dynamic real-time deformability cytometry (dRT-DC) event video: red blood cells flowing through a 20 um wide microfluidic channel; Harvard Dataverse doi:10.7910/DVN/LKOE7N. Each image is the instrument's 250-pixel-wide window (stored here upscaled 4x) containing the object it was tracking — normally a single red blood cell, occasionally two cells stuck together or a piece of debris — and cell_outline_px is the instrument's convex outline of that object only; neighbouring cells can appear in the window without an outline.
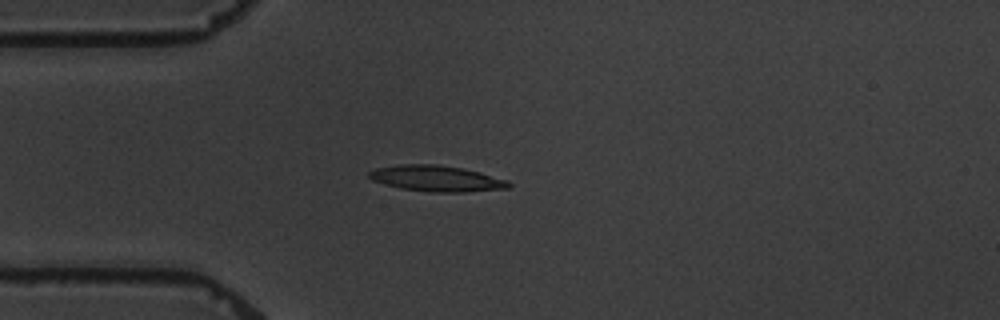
{"species": "common noctule bat (a hibernating species)", "species_latin": "Nyctalus noctula", "temperature_condition": "warm", "stored_images_in_passage": 10, "camera_frame_rate_fps": 3000, "um_per_image_px": 0.085, "animal": {"sex": "male", "body_mass_g": 19.5, "forearm_length_mm": 54.6}, "frame": {"image": 1, "passage_image": 5, "time_ms": 4.667, "image_size_px": [1000, 320], "cell_outline_px": [[512, 184], [508, 188], [464, 192], [432, 192], [400, 188], [372, 180], [368, 176], [368, 172], [376, 168], [400, 164], [440, 164], [480, 172], [508, 180]], "centroid_in_image_um": [37.11, 15.16], "position_along_channel_um": 47.9, "area_um2": 21.04}}
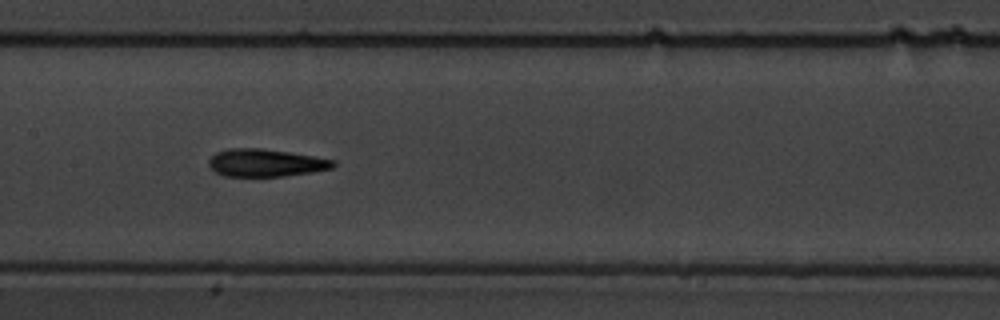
{"frame": {"image": 2, "passage_image": 9, "time_ms": 9.0, "image_size_px": [1000, 320], "cell_outline_px": [[336, 164], [332, 168], [312, 172], [284, 176], [224, 176], [216, 172], [208, 164], [208, 160], [216, 152], [228, 148], [260, 148], [288, 152], [336, 160]], "centroid_in_image_um": [22.57, 13.84], "position_along_channel_um": 184.8, "area_um2": 19.94}}
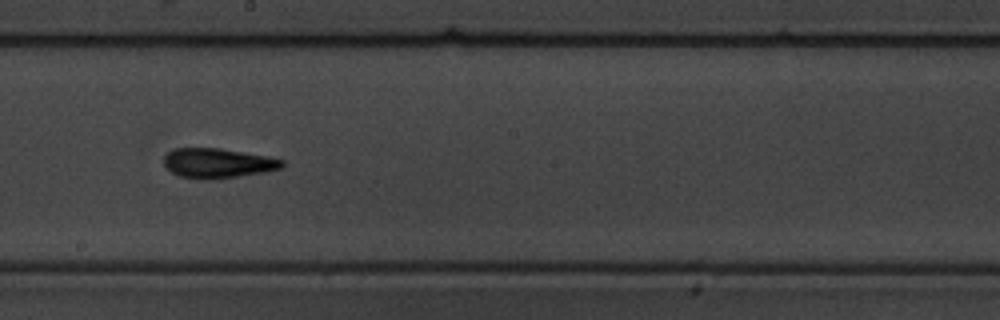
{"frame": {"image": 3, "passage_image": 10, "time_ms": 10.333, "image_size_px": [1000, 320], "cell_outline_px": [[284, 164], [280, 168], [264, 172], [236, 176], [180, 176], [172, 172], [164, 164], [164, 156], [172, 148], [220, 148], [268, 156], [284, 160]], "centroid_in_image_um": [18.53, 13.8], "position_along_channel_um": 229.7, "area_um2": 19.54}}